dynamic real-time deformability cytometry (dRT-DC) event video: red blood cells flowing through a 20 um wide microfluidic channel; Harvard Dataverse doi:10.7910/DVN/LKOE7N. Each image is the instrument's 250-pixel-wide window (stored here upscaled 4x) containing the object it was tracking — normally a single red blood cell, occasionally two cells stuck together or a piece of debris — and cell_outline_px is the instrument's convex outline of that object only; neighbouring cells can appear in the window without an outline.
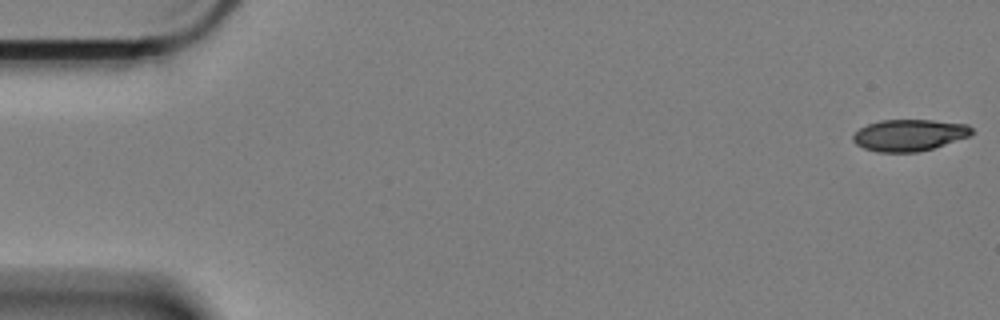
{"species": "Egyptian fruit bat (a non-hibernating species)", "species_latin": "Rousettus aegyptiacus", "temperature_condition": "cold", "stored_images_in_passage": 60, "camera_frame_rate_fps": 3000, "um_per_image_px": 0.085, "animal": {"sex": "female"}, "frame": {"image": 1, "passage_image": 1, "time_ms": 0.0, "image_size_px": [1000, 320], "cell_outline_px": [[976, 132], [972, 136], [932, 148], [916, 152], [876, 152], [864, 148], [856, 144], [852, 140], [852, 136], [860, 128], [868, 124], [880, 120], [932, 120], [968, 124]], "centroid_in_image_um": [77.32, 11.48], "position_along_channel_um": 7.7, "area_um2": 22.02}}
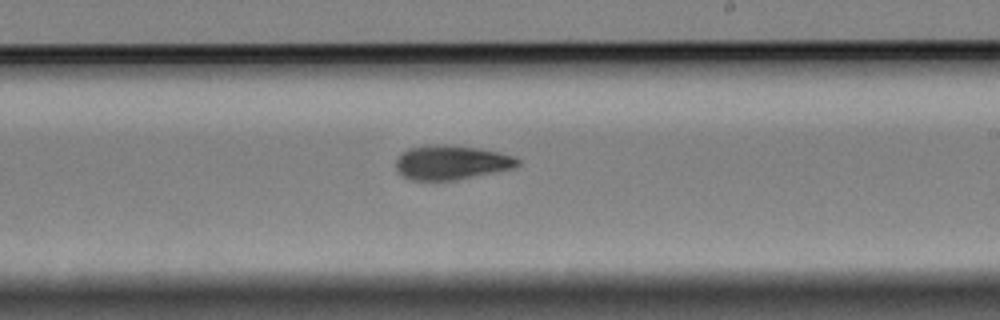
{"frame": {"image": 2, "passage_image": 35, "time_ms": 11.333, "image_size_px": [1000, 320], "cell_outline_px": [[520, 164], [512, 168], [456, 180], [412, 180], [400, 176], [396, 172], [396, 160], [400, 152], [408, 148], [424, 144], [444, 144], [476, 148], [516, 156], [520, 160]], "centroid_in_image_um": [38.29, 13.8], "position_along_channel_um": 250.7, "area_um2": 24.57}}
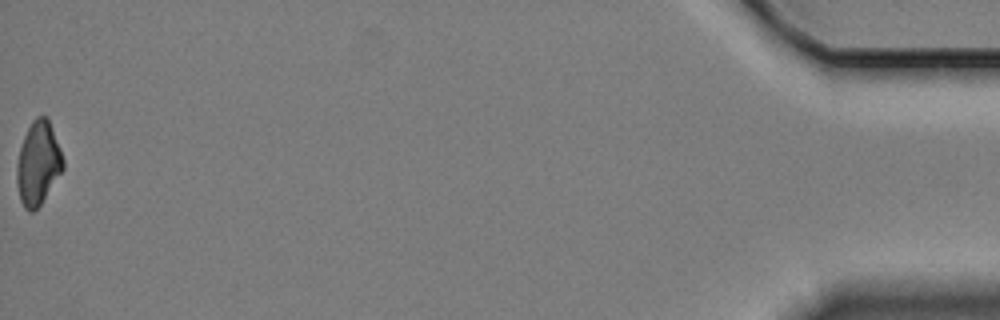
{"frame": {"image": 3, "passage_image": 60, "time_ms": 19.667, "image_size_px": [1000, 320], "cell_outline_px": [[64, 168], [40, 204], [32, 212], [28, 212], [24, 208], [20, 200], [16, 180], [16, 164], [20, 148], [24, 136], [32, 120], [36, 116], [48, 116], [60, 148], [64, 160]], "centroid_in_image_um": [3.23, 13.86], "position_along_channel_um": 432.0, "area_um2": 22.48}, "authors_computed_cell_mechanics": {"area_um2": 23.5246, "velocity_mm_per_s": 3.3337, "shape_relaxation_time_tau1_ms": 6.286, "shape_relaxation_time_tau2_ms": 6.9083, "deformation_change_tau1": 0.151, "deformation_change_tau2": 0.147}}